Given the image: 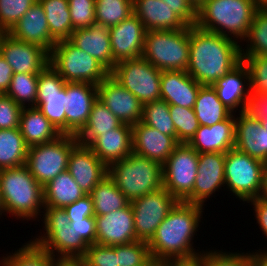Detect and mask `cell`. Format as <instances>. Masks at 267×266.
I'll list each match as a JSON object with an SVG mask.
<instances>
[{"mask_svg": "<svg viewBox=\"0 0 267 266\" xmlns=\"http://www.w3.org/2000/svg\"><path fill=\"white\" fill-rule=\"evenodd\" d=\"M98 99L122 122L137 124L142 119L143 103L110 75L97 85Z\"/></svg>", "mask_w": 267, "mask_h": 266, "instance_id": "e0dca14e", "label": "cell"}, {"mask_svg": "<svg viewBox=\"0 0 267 266\" xmlns=\"http://www.w3.org/2000/svg\"><path fill=\"white\" fill-rule=\"evenodd\" d=\"M190 55V26L179 30H148L142 57L161 71H186Z\"/></svg>", "mask_w": 267, "mask_h": 266, "instance_id": "8992f818", "label": "cell"}, {"mask_svg": "<svg viewBox=\"0 0 267 266\" xmlns=\"http://www.w3.org/2000/svg\"><path fill=\"white\" fill-rule=\"evenodd\" d=\"M205 266H253V253L204 251L200 255Z\"/></svg>", "mask_w": 267, "mask_h": 266, "instance_id": "7dc6e473", "label": "cell"}, {"mask_svg": "<svg viewBox=\"0 0 267 266\" xmlns=\"http://www.w3.org/2000/svg\"><path fill=\"white\" fill-rule=\"evenodd\" d=\"M14 73L39 74L49 64V52L42 46L13 38L6 33L1 54Z\"/></svg>", "mask_w": 267, "mask_h": 266, "instance_id": "9a60e30c", "label": "cell"}, {"mask_svg": "<svg viewBox=\"0 0 267 266\" xmlns=\"http://www.w3.org/2000/svg\"><path fill=\"white\" fill-rule=\"evenodd\" d=\"M169 110L175 126L177 141L188 143L199 128L194 109L169 104Z\"/></svg>", "mask_w": 267, "mask_h": 266, "instance_id": "7bdbcfd3", "label": "cell"}, {"mask_svg": "<svg viewBox=\"0 0 267 266\" xmlns=\"http://www.w3.org/2000/svg\"><path fill=\"white\" fill-rule=\"evenodd\" d=\"M7 33L17 40L40 45L48 52L56 44L50 36L46 14L39 1Z\"/></svg>", "mask_w": 267, "mask_h": 266, "instance_id": "484cf974", "label": "cell"}, {"mask_svg": "<svg viewBox=\"0 0 267 266\" xmlns=\"http://www.w3.org/2000/svg\"><path fill=\"white\" fill-rule=\"evenodd\" d=\"M235 149L250 157L263 161V141L261 120L255 119L246 112L235 117Z\"/></svg>", "mask_w": 267, "mask_h": 266, "instance_id": "4dcf8cb0", "label": "cell"}, {"mask_svg": "<svg viewBox=\"0 0 267 266\" xmlns=\"http://www.w3.org/2000/svg\"><path fill=\"white\" fill-rule=\"evenodd\" d=\"M235 124L233 113L212 126L199 125L188 144L198 153H226L235 147Z\"/></svg>", "mask_w": 267, "mask_h": 266, "instance_id": "cb8c5ba5", "label": "cell"}, {"mask_svg": "<svg viewBox=\"0 0 267 266\" xmlns=\"http://www.w3.org/2000/svg\"><path fill=\"white\" fill-rule=\"evenodd\" d=\"M44 207L64 208L86 195L66 170L44 187Z\"/></svg>", "mask_w": 267, "mask_h": 266, "instance_id": "1f68e13d", "label": "cell"}, {"mask_svg": "<svg viewBox=\"0 0 267 266\" xmlns=\"http://www.w3.org/2000/svg\"><path fill=\"white\" fill-rule=\"evenodd\" d=\"M90 195L93 200L95 216L120 210L130 203L108 175L95 186Z\"/></svg>", "mask_w": 267, "mask_h": 266, "instance_id": "8d00e7d4", "label": "cell"}, {"mask_svg": "<svg viewBox=\"0 0 267 266\" xmlns=\"http://www.w3.org/2000/svg\"><path fill=\"white\" fill-rule=\"evenodd\" d=\"M108 176L130 202L163 187V165L133 152L110 164Z\"/></svg>", "mask_w": 267, "mask_h": 266, "instance_id": "5b68a950", "label": "cell"}, {"mask_svg": "<svg viewBox=\"0 0 267 266\" xmlns=\"http://www.w3.org/2000/svg\"><path fill=\"white\" fill-rule=\"evenodd\" d=\"M161 99L168 104L194 108L197 94L202 87L187 71H162Z\"/></svg>", "mask_w": 267, "mask_h": 266, "instance_id": "83f0119b", "label": "cell"}, {"mask_svg": "<svg viewBox=\"0 0 267 266\" xmlns=\"http://www.w3.org/2000/svg\"><path fill=\"white\" fill-rule=\"evenodd\" d=\"M51 65L66 82L100 84L110 71L69 40L57 41L49 52Z\"/></svg>", "mask_w": 267, "mask_h": 266, "instance_id": "ba28073f", "label": "cell"}, {"mask_svg": "<svg viewBox=\"0 0 267 266\" xmlns=\"http://www.w3.org/2000/svg\"><path fill=\"white\" fill-rule=\"evenodd\" d=\"M46 14L50 36L57 42L68 40L74 31L68 0H38Z\"/></svg>", "mask_w": 267, "mask_h": 266, "instance_id": "e575fe53", "label": "cell"}, {"mask_svg": "<svg viewBox=\"0 0 267 266\" xmlns=\"http://www.w3.org/2000/svg\"><path fill=\"white\" fill-rule=\"evenodd\" d=\"M68 40L97 59L109 71L116 65L111 51L110 27L94 24L88 28L77 29Z\"/></svg>", "mask_w": 267, "mask_h": 266, "instance_id": "4316f807", "label": "cell"}, {"mask_svg": "<svg viewBox=\"0 0 267 266\" xmlns=\"http://www.w3.org/2000/svg\"><path fill=\"white\" fill-rule=\"evenodd\" d=\"M122 122L97 99L93 106L89 118L84 128L76 135L80 145H88L94 138L104 134V132L120 126Z\"/></svg>", "mask_w": 267, "mask_h": 266, "instance_id": "836d02e7", "label": "cell"}, {"mask_svg": "<svg viewBox=\"0 0 267 266\" xmlns=\"http://www.w3.org/2000/svg\"><path fill=\"white\" fill-rule=\"evenodd\" d=\"M74 30L88 28L95 22V0H68Z\"/></svg>", "mask_w": 267, "mask_h": 266, "instance_id": "c3c4849f", "label": "cell"}, {"mask_svg": "<svg viewBox=\"0 0 267 266\" xmlns=\"http://www.w3.org/2000/svg\"><path fill=\"white\" fill-rule=\"evenodd\" d=\"M65 97L66 81L48 64L38 74L35 107L61 134H66Z\"/></svg>", "mask_w": 267, "mask_h": 266, "instance_id": "5bb4252c", "label": "cell"}, {"mask_svg": "<svg viewBox=\"0 0 267 266\" xmlns=\"http://www.w3.org/2000/svg\"><path fill=\"white\" fill-rule=\"evenodd\" d=\"M44 233L33 242L43 247L59 260L80 261L86 254L88 244L70 226V220L63 208L44 207ZM56 253V255H55ZM59 254V255H58Z\"/></svg>", "mask_w": 267, "mask_h": 266, "instance_id": "52a82bcc", "label": "cell"}, {"mask_svg": "<svg viewBox=\"0 0 267 266\" xmlns=\"http://www.w3.org/2000/svg\"><path fill=\"white\" fill-rule=\"evenodd\" d=\"M2 266H56L61 260L53 257L43 247L28 241L14 253L2 257Z\"/></svg>", "mask_w": 267, "mask_h": 266, "instance_id": "74e56055", "label": "cell"}, {"mask_svg": "<svg viewBox=\"0 0 267 266\" xmlns=\"http://www.w3.org/2000/svg\"><path fill=\"white\" fill-rule=\"evenodd\" d=\"M212 87L217 93L219 100L235 115L245 112L248 97L251 92L250 73L242 60L223 78H219ZM236 109V110H235Z\"/></svg>", "mask_w": 267, "mask_h": 266, "instance_id": "7402d4cb", "label": "cell"}, {"mask_svg": "<svg viewBox=\"0 0 267 266\" xmlns=\"http://www.w3.org/2000/svg\"><path fill=\"white\" fill-rule=\"evenodd\" d=\"M203 210L201 205L178 201L148 242L151 258L169 261L200 256L203 250L196 252L192 240Z\"/></svg>", "mask_w": 267, "mask_h": 266, "instance_id": "7a4b0ae2", "label": "cell"}, {"mask_svg": "<svg viewBox=\"0 0 267 266\" xmlns=\"http://www.w3.org/2000/svg\"><path fill=\"white\" fill-rule=\"evenodd\" d=\"M259 8L255 0H207L197 12L196 25L242 42L247 38Z\"/></svg>", "mask_w": 267, "mask_h": 266, "instance_id": "3957f363", "label": "cell"}, {"mask_svg": "<svg viewBox=\"0 0 267 266\" xmlns=\"http://www.w3.org/2000/svg\"><path fill=\"white\" fill-rule=\"evenodd\" d=\"M161 73L141 56L116 63L110 76L145 104L161 99Z\"/></svg>", "mask_w": 267, "mask_h": 266, "instance_id": "30bf717a", "label": "cell"}, {"mask_svg": "<svg viewBox=\"0 0 267 266\" xmlns=\"http://www.w3.org/2000/svg\"><path fill=\"white\" fill-rule=\"evenodd\" d=\"M257 251L253 252V266H267V251Z\"/></svg>", "mask_w": 267, "mask_h": 266, "instance_id": "91938a15", "label": "cell"}, {"mask_svg": "<svg viewBox=\"0 0 267 266\" xmlns=\"http://www.w3.org/2000/svg\"><path fill=\"white\" fill-rule=\"evenodd\" d=\"M80 261L84 266H118L115 246L97 243L88 246L85 256Z\"/></svg>", "mask_w": 267, "mask_h": 266, "instance_id": "681fc988", "label": "cell"}, {"mask_svg": "<svg viewBox=\"0 0 267 266\" xmlns=\"http://www.w3.org/2000/svg\"><path fill=\"white\" fill-rule=\"evenodd\" d=\"M22 106L6 94H0V130L19 128Z\"/></svg>", "mask_w": 267, "mask_h": 266, "instance_id": "f907efd6", "label": "cell"}, {"mask_svg": "<svg viewBox=\"0 0 267 266\" xmlns=\"http://www.w3.org/2000/svg\"><path fill=\"white\" fill-rule=\"evenodd\" d=\"M250 73L251 92L267 93V56H242Z\"/></svg>", "mask_w": 267, "mask_h": 266, "instance_id": "bcb514c9", "label": "cell"}, {"mask_svg": "<svg viewBox=\"0 0 267 266\" xmlns=\"http://www.w3.org/2000/svg\"><path fill=\"white\" fill-rule=\"evenodd\" d=\"M3 213V204H2V200H1V195H0V216Z\"/></svg>", "mask_w": 267, "mask_h": 266, "instance_id": "2644e50d", "label": "cell"}, {"mask_svg": "<svg viewBox=\"0 0 267 266\" xmlns=\"http://www.w3.org/2000/svg\"><path fill=\"white\" fill-rule=\"evenodd\" d=\"M178 200L165 188L146 194L130 202L134 215L137 241L149 242L157 227L166 218Z\"/></svg>", "mask_w": 267, "mask_h": 266, "instance_id": "4fadbf2b", "label": "cell"}, {"mask_svg": "<svg viewBox=\"0 0 267 266\" xmlns=\"http://www.w3.org/2000/svg\"><path fill=\"white\" fill-rule=\"evenodd\" d=\"M194 112L199 125L212 126L226 120L232 112L219 100L212 86H202L197 94Z\"/></svg>", "mask_w": 267, "mask_h": 266, "instance_id": "d6a6232c", "label": "cell"}, {"mask_svg": "<svg viewBox=\"0 0 267 266\" xmlns=\"http://www.w3.org/2000/svg\"><path fill=\"white\" fill-rule=\"evenodd\" d=\"M38 0H0V30L8 32Z\"/></svg>", "mask_w": 267, "mask_h": 266, "instance_id": "f6af8a7d", "label": "cell"}, {"mask_svg": "<svg viewBox=\"0 0 267 266\" xmlns=\"http://www.w3.org/2000/svg\"><path fill=\"white\" fill-rule=\"evenodd\" d=\"M225 153H200L193 192L184 202L204 206L207 198L225 186Z\"/></svg>", "mask_w": 267, "mask_h": 266, "instance_id": "2e32d148", "label": "cell"}, {"mask_svg": "<svg viewBox=\"0 0 267 266\" xmlns=\"http://www.w3.org/2000/svg\"><path fill=\"white\" fill-rule=\"evenodd\" d=\"M56 266H84L81 261L61 260Z\"/></svg>", "mask_w": 267, "mask_h": 266, "instance_id": "be15d7a7", "label": "cell"}, {"mask_svg": "<svg viewBox=\"0 0 267 266\" xmlns=\"http://www.w3.org/2000/svg\"><path fill=\"white\" fill-rule=\"evenodd\" d=\"M133 153L164 164L179 142L139 121L132 125Z\"/></svg>", "mask_w": 267, "mask_h": 266, "instance_id": "603a6c76", "label": "cell"}, {"mask_svg": "<svg viewBox=\"0 0 267 266\" xmlns=\"http://www.w3.org/2000/svg\"><path fill=\"white\" fill-rule=\"evenodd\" d=\"M70 226L74 228L77 235L88 244L96 243V220L95 217H86L84 219L70 220Z\"/></svg>", "mask_w": 267, "mask_h": 266, "instance_id": "db71d44e", "label": "cell"}, {"mask_svg": "<svg viewBox=\"0 0 267 266\" xmlns=\"http://www.w3.org/2000/svg\"><path fill=\"white\" fill-rule=\"evenodd\" d=\"M198 157L188 143H179L163 164V188L178 201H184L193 192Z\"/></svg>", "mask_w": 267, "mask_h": 266, "instance_id": "7c38bea8", "label": "cell"}, {"mask_svg": "<svg viewBox=\"0 0 267 266\" xmlns=\"http://www.w3.org/2000/svg\"><path fill=\"white\" fill-rule=\"evenodd\" d=\"M37 87L38 74L14 73L6 95L22 107L35 106Z\"/></svg>", "mask_w": 267, "mask_h": 266, "instance_id": "b9f144b4", "label": "cell"}, {"mask_svg": "<svg viewBox=\"0 0 267 266\" xmlns=\"http://www.w3.org/2000/svg\"><path fill=\"white\" fill-rule=\"evenodd\" d=\"M255 2H256L260 7H266V6H267V0H255Z\"/></svg>", "mask_w": 267, "mask_h": 266, "instance_id": "003e7915", "label": "cell"}, {"mask_svg": "<svg viewBox=\"0 0 267 266\" xmlns=\"http://www.w3.org/2000/svg\"><path fill=\"white\" fill-rule=\"evenodd\" d=\"M244 41L248 44L245 51L241 49V56H267V6L260 7L254 14L249 34Z\"/></svg>", "mask_w": 267, "mask_h": 266, "instance_id": "60d3db41", "label": "cell"}, {"mask_svg": "<svg viewBox=\"0 0 267 266\" xmlns=\"http://www.w3.org/2000/svg\"><path fill=\"white\" fill-rule=\"evenodd\" d=\"M262 133V141H263V162H267V131L261 127L260 132Z\"/></svg>", "mask_w": 267, "mask_h": 266, "instance_id": "6125c7cd", "label": "cell"}, {"mask_svg": "<svg viewBox=\"0 0 267 266\" xmlns=\"http://www.w3.org/2000/svg\"><path fill=\"white\" fill-rule=\"evenodd\" d=\"M69 220L84 219L86 217H94V205L90 194L84 195L72 204L63 208Z\"/></svg>", "mask_w": 267, "mask_h": 266, "instance_id": "816d5d0a", "label": "cell"}, {"mask_svg": "<svg viewBox=\"0 0 267 266\" xmlns=\"http://www.w3.org/2000/svg\"><path fill=\"white\" fill-rule=\"evenodd\" d=\"M97 99V85L66 82V134L76 136L84 128Z\"/></svg>", "mask_w": 267, "mask_h": 266, "instance_id": "ac0fdd59", "label": "cell"}, {"mask_svg": "<svg viewBox=\"0 0 267 266\" xmlns=\"http://www.w3.org/2000/svg\"><path fill=\"white\" fill-rule=\"evenodd\" d=\"M245 112L255 119H267V93L250 92Z\"/></svg>", "mask_w": 267, "mask_h": 266, "instance_id": "11a10c76", "label": "cell"}, {"mask_svg": "<svg viewBox=\"0 0 267 266\" xmlns=\"http://www.w3.org/2000/svg\"><path fill=\"white\" fill-rule=\"evenodd\" d=\"M207 0H188L192 7L198 12Z\"/></svg>", "mask_w": 267, "mask_h": 266, "instance_id": "e7e4bbea", "label": "cell"}, {"mask_svg": "<svg viewBox=\"0 0 267 266\" xmlns=\"http://www.w3.org/2000/svg\"><path fill=\"white\" fill-rule=\"evenodd\" d=\"M14 72L12 67L0 55V94H6Z\"/></svg>", "mask_w": 267, "mask_h": 266, "instance_id": "6f0895ef", "label": "cell"}, {"mask_svg": "<svg viewBox=\"0 0 267 266\" xmlns=\"http://www.w3.org/2000/svg\"><path fill=\"white\" fill-rule=\"evenodd\" d=\"M165 264H166V261L152 259L145 266H165Z\"/></svg>", "mask_w": 267, "mask_h": 266, "instance_id": "03108f58", "label": "cell"}, {"mask_svg": "<svg viewBox=\"0 0 267 266\" xmlns=\"http://www.w3.org/2000/svg\"><path fill=\"white\" fill-rule=\"evenodd\" d=\"M134 14L148 30H179L188 25L161 0H133Z\"/></svg>", "mask_w": 267, "mask_h": 266, "instance_id": "f1b7e54d", "label": "cell"}, {"mask_svg": "<svg viewBox=\"0 0 267 266\" xmlns=\"http://www.w3.org/2000/svg\"><path fill=\"white\" fill-rule=\"evenodd\" d=\"M168 5L188 26L196 25L197 11L188 0H161Z\"/></svg>", "mask_w": 267, "mask_h": 266, "instance_id": "f5cc1de1", "label": "cell"}, {"mask_svg": "<svg viewBox=\"0 0 267 266\" xmlns=\"http://www.w3.org/2000/svg\"><path fill=\"white\" fill-rule=\"evenodd\" d=\"M3 213L22 220H34L44 209V191L26 165L0 170Z\"/></svg>", "mask_w": 267, "mask_h": 266, "instance_id": "277c9868", "label": "cell"}, {"mask_svg": "<svg viewBox=\"0 0 267 266\" xmlns=\"http://www.w3.org/2000/svg\"><path fill=\"white\" fill-rule=\"evenodd\" d=\"M240 43L220 34L190 26L187 73L202 86H212L242 61Z\"/></svg>", "mask_w": 267, "mask_h": 266, "instance_id": "6da1fadb", "label": "cell"}, {"mask_svg": "<svg viewBox=\"0 0 267 266\" xmlns=\"http://www.w3.org/2000/svg\"><path fill=\"white\" fill-rule=\"evenodd\" d=\"M165 266H205L201 256L192 259L169 260Z\"/></svg>", "mask_w": 267, "mask_h": 266, "instance_id": "680465c9", "label": "cell"}, {"mask_svg": "<svg viewBox=\"0 0 267 266\" xmlns=\"http://www.w3.org/2000/svg\"><path fill=\"white\" fill-rule=\"evenodd\" d=\"M118 266H145L152 260L149 246L144 241L115 245Z\"/></svg>", "mask_w": 267, "mask_h": 266, "instance_id": "ee69618b", "label": "cell"}, {"mask_svg": "<svg viewBox=\"0 0 267 266\" xmlns=\"http://www.w3.org/2000/svg\"><path fill=\"white\" fill-rule=\"evenodd\" d=\"M67 171L85 194L108 175V167L87 145L77 143L69 156Z\"/></svg>", "mask_w": 267, "mask_h": 266, "instance_id": "44dd1931", "label": "cell"}, {"mask_svg": "<svg viewBox=\"0 0 267 266\" xmlns=\"http://www.w3.org/2000/svg\"><path fill=\"white\" fill-rule=\"evenodd\" d=\"M94 217L97 244L115 246L137 241L133 209L130 203L120 210Z\"/></svg>", "mask_w": 267, "mask_h": 266, "instance_id": "d6986e66", "label": "cell"}, {"mask_svg": "<svg viewBox=\"0 0 267 266\" xmlns=\"http://www.w3.org/2000/svg\"><path fill=\"white\" fill-rule=\"evenodd\" d=\"M147 30L133 13L118 25L110 27L111 51L116 63L142 56Z\"/></svg>", "mask_w": 267, "mask_h": 266, "instance_id": "ffe728a7", "label": "cell"}, {"mask_svg": "<svg viewBox=\"0 0 267 266\" xmlns=\"http://www.w3.org/2000/svg\"><path fill=\"white\" fill-rule=\"evenodd\" d=\"M264 162L233 148L225 153V186L243 202L258 198Z\"/></svg>", "mask_w": 267, "mask_h": 266, "instance_id": "8fae6325", "label": "cell"}, {"mask_svg": "<svg viewBox=\"0 0 267 266\" xmlns=\"http://www.w3.org/2000/svg\"><path fill=\"white\" fill-rule=\"evenodd\" d=\"M27 152L19 128L0 130V170L26 165Z\"/></svg>", "mask_w": 267, "mask_h": 266, "instance_id": "d590c367", "label": "cell"}, {"mask_svg": "<svg viewBox=\"0 0 267 266\" xmlns=\"http://www.w3.org/2000/svg\"><path fill=\"white\" fill-rule=\"evenodd\" d=\"M141 122L163 134L173 136L177 140L175 126L170 116L169 104L166 101L159 99L143 104Z\"/></svg>", "mask_w": 267, "mask_h": 266, "instance_id": "ab89813d", "label": "cell"}, {"mask_svg": "<svg viewBox=\"0 0 267 266\" xmlns=\"http://www.w3.org/2000/svg\"><path fill=\"white\" fill-rule=\"evenodd\" d=\"M19 130L28 147L51 142L62 135L35 106L22 108Z\"/></svg>", "mask_w": 267, "mask_h": 266, "instance_id": "f546056e", "label": "cell"}, {"mask_svg": "<svg viewBox=\"0 0 267 266\" xmlns=\"http://www.w3.org/2000/svg\"><path fill=\"white\" fill-rule=\"evenodd\" d=\"M6 33H7L6 31H2V30H0V54H1V44H2V39H3V36H4Z\"/></svg>", "mask_w": 267, "mask_h": 266, "instance_id": "a7ac6f4b", "label": "cell"}, {"mask_svg": "<svg viewBox=\"0 0 267 266\" xmlns=\"http://www.w3.org/2000/svg\"><path fill=\"white\" fill-rule=\"evenodd\" d=\"M133 0H95V22L112 27L126 20L133 10Z\"/></svg>", "mask_w": 267, "mask_h": 266, "instance_id": "f35d334b", "label": "cell"}, {"mask_svg": "<svg viewBox=\"0 0 267 266\" xmlns=\"http://www.w3.org/2000/svg\"><path fill=\"white\" fill-rule=\"evenodd\" d=\"M261 126L267 131V119L261 120Z\"/></svg>", "mask_w": 267, "mask_h": 266, "instance_id": "89a4df30", "label": "cell"}, {"mask_svg": "<svg viewBox=\"0 0 267 266\" xmlns=\"http://www.w3.org/2000/svg\"><path fill=\"white\" fill-rule=\"evenodd\" d=\"M259 197L267 199V162L264 163V168L262 172V182L261 189L259 192Z\"/></svg>", "mask_w": 267, "mask_h": 266, "instance_id": "94428289", "label": "cell"}, {"mask_svg": "<svg viewBox=\"0 0 267 266\" xmlns=\"http://www.w3.org/2000/svg\"><path fill=\"white\" fill-rule=\"evenodd\" d=\"M132 125L122 123L94 138L87 146L108 167L133 152Z\"/></svg>", "mask_w": 267, "mask_h": 266, "instance_id": "d4e9b609", "label": "cell"}, {"mask_svg": "<svg viewBox=\"0 0 267 266\" xmlns=\"http://www.w3.org/2000/svg\"><path fill=\"white\" fill-rule=\"evenodd\" d=\"M254 206L255 218L259 224L262 233L267 238V199L258 197L249 200L247 203H250Z\"/></svg>", "mask_w": 267, "mask_h": 266, "instance_id": "9f6ffc18", "label": "cell"}, {"mask_svg": "<svg viewBox=\"0 0 267 266\" xmlns=\"http://www.w3.org/2000/svg\"><path fill=\"white\" fill-rule=\"evenodd\" d=\"M78 143L75 135L62 134L57 139L28 147L26 166L43 187L67 170L72 148Z\"/></svg>", "mask_w": 267, "mask_h": 266, "instance_id": "9c48e42d", "label": "cell"}]
</instances>
